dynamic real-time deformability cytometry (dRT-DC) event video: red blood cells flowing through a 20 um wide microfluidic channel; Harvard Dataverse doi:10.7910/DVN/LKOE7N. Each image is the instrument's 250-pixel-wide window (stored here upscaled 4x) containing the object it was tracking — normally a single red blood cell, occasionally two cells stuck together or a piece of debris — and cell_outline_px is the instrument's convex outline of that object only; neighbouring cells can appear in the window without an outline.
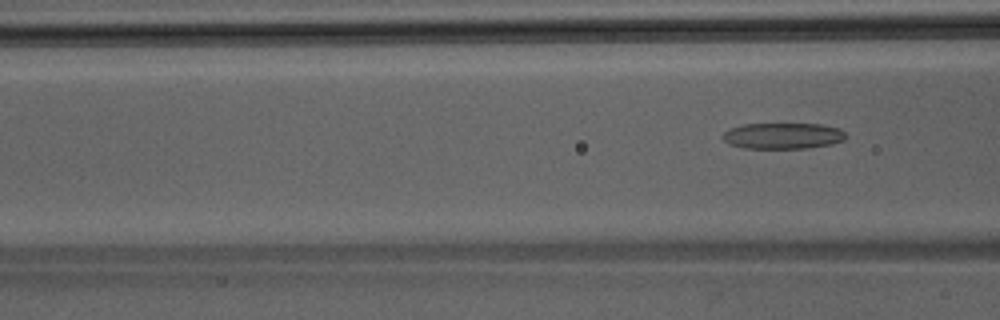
{"species": "Egyptian fruit bat (a non-hibernating species)", "species_latin": "Rousettus aegyptiacus", "temperature_condition": "room temperature", "stored_images_in_passage": 5, "camera_frame_rate_fps": 3000, "um_per_image_px": 0.085, "animal": {"sex": "male"}, "frame": {"image": 1, "passage_image": 5, "time_ms": 1.333, "image_size_px": [1000, 320], "cell_outline_px": [[844, 140], [832, 144], [808, 148], [744, 148], [732, 144], [724, 140], [720, 136], [728, 128], [744, 124], [824, 124], [840, 128], [844, 132]], "centroid_in_image_um": [66.54, 11.54], "position_along_channel_um": 100.1, "area_um2": 18.73}}